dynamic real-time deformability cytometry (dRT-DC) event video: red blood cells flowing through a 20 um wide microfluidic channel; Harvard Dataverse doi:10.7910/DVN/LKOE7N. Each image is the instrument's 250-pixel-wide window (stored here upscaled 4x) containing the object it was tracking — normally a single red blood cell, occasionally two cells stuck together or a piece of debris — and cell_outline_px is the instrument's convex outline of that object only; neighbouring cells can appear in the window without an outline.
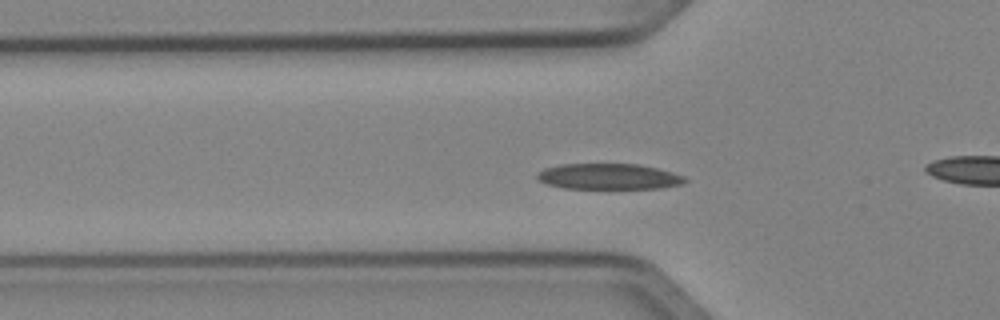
{"species": "Egyptian fruit bat (a non-hibernating species)", "species_latin": "Rousettus aegyptiacus", "temperature_condition": "cold", "stored_images_in_passage": 48, "camera_frame_rate_fps": 3000, "um_per_image_px": 0.085, "animal": {"sex": "female"}, "frame": {"image": 1, "passage_image": 13, "time_ms": 4.0, "image_size_px": [1000, 320], "cell_outline_px": [[688, 180], [680, 184], [660, 188], [564, 188], [548, 184], [540, 180], [536, 176], [536, 172], [544, 168], [560, 164], [640, 164], [672, 172], [684, 176]], "centroid_in_image_um": [51.72, 14.99], "position_along_channel_um": 74.1, "area_um2": 22.08}}
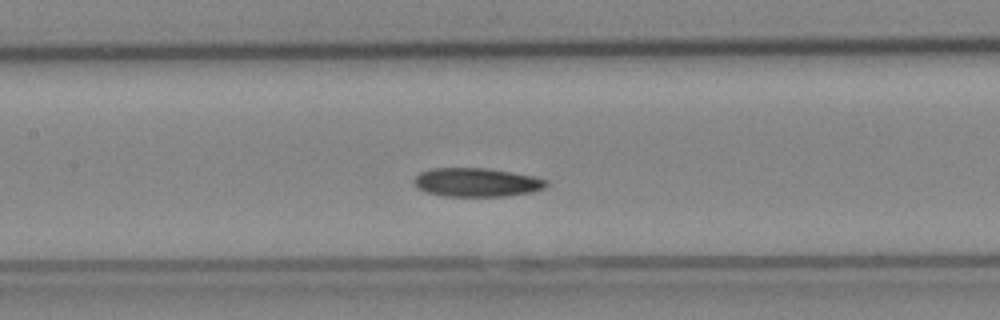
{"frame": {"image": 2, "passage_image": 20, "time_ms": 6.333, "image_size_px": [1000, 320], "cell_outline_px": [[548, 184], [544, 188], [532, 192], [504, 196], [444, 196], [428, 192], [416, 188], [412, 180], [420, 172], [432, 168], [484, 168], [512, 172], [532, 176], [548, 180]], "centroid_in_image_um": [40.49, 15.5], "position_along_channel_um": 166.9, "area_um2": 22.14}}
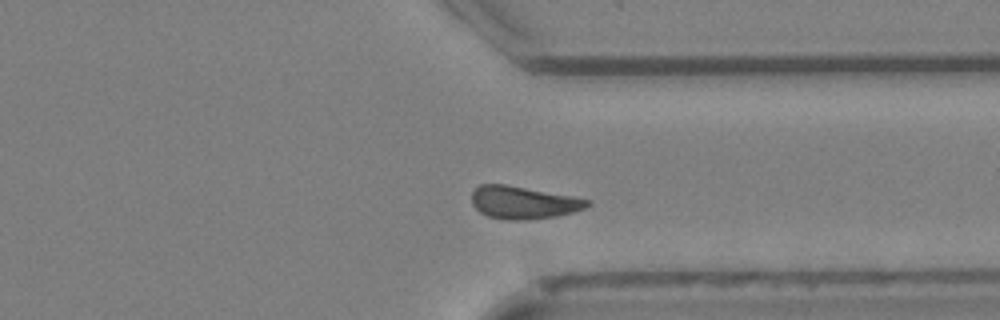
{"frame": {"image": 3, "passage_image": 35, "time_ms": 11.333, "image_size_px": [1000, 320], "cell_outline_px": [[592, 204], [584, 208], [572, 212], [556, 216], [524, 220], [516, 220], [488, 216], [480, 212], [472, 204], [472, 192], [480, 184], [504, 184], [572, 196], [588, 200]], "centroid_in_image_um": [44.47, 17.21], "position_along_channel_um": 366.9, "area_um2": 21.62}, "authors_computed_cell_mechanics": {"area_um2": 21.7617, "velocity_mm_per_s": 3.9831, "shape_relaxation_time_tau1_ms": 2.6234, "shape_relaxation_time_tau2_ms": 9.3936, "deformation_change_tau1": 0.1026, "deformation_change_tau2": 0.1565}}